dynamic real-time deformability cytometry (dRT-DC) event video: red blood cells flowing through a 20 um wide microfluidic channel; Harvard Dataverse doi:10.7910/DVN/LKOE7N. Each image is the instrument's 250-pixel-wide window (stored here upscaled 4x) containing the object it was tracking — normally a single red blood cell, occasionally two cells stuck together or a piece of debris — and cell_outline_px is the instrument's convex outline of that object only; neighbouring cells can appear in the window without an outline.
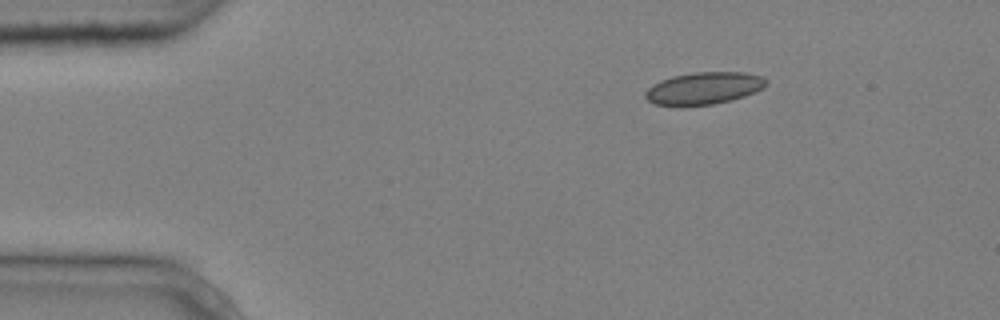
{"species": "common noctule bat (a hibernating species)", "species_latin": "Nyctalus noctula", "temperature_condition": "cold", "stored_images_in_passage": 3, "camera_frame_rate_fps": 3000, "um_per_image_px": 0.085, "animal": {"sex": "male", "body_mass_g": 20.4}, "frame": {"image": 1, "passage_image": 1, "time_ms": 0.0, "image_size_px": [1000, 320], "cell_outline_px": [[768, 84], [764, 88], [744, 96], [732, 100], [712, 104], [652, 104], [644, 96], [644, 92], [652, 84], [660, 80], [672, 76], [696, 72], [744, 72], [764, 76], [768, 80]], "centroid_in_image_um": [59.87, 7.47], "position_along_channel_um": 25.1, "area_um2": 22.54}}